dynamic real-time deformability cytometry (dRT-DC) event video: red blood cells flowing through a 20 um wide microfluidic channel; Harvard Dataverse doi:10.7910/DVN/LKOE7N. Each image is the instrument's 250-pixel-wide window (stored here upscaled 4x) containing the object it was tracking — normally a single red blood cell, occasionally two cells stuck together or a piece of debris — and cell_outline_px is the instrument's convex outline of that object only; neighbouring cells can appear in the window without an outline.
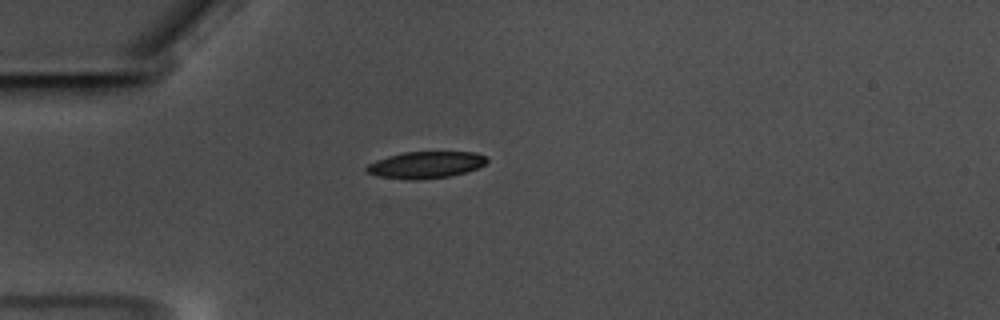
{"species": "common noctule bat (a hibernating species)", "species_latin": "Nyctalus noctula", "temperature_condition": "warm", "stored_images_in_passage": 43, "camera_frame_rate_fps": 3000, "um_per_image_px": 0.085, "animal": {"sex": "male", "body_mass_g": 17.5, "forearm_length_mm": 52.3}, "frame": {"image": 1, "passage_image": 1, "time_ms": 0.0, "image_size_px": [1000, 320], "cell_outline_px": [[488, 160], [484, 164], [476, 168], [464, 172], [448, 176], [416, 180], [408, 180], [380, 176], [368, 172], [364, 168], [368, 164], [376, 160], [388, 156], [404, 152], [476, 152], [484, 156]], "centroid_in_image_um": [36.16, 14.01], "position_along_channel_um": 48.8, "area_um2": 18.5}}
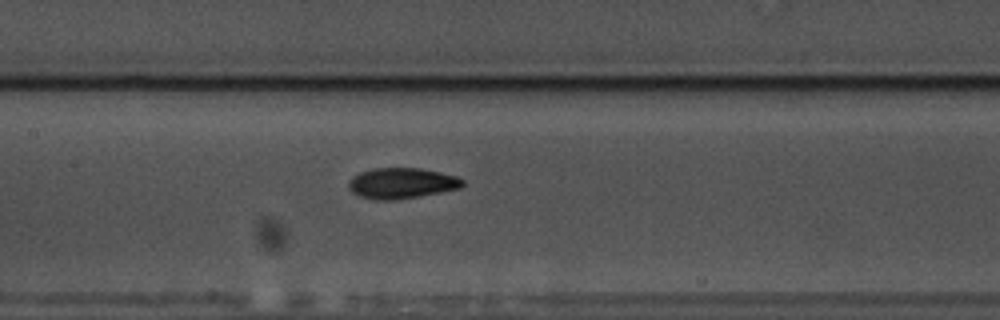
{"frame": {"image": 2, "passage_image": 13, "time_ms": 4.0, "image_size_px": [1000, 320], "cell_outline_px": [[464, 184], [460, 188], [440, 192], [396, 200], [376, 200], [360, 196], [352, 192], [348, 188], [348, 180], [352, 176], [360, 172], [372, 168], [420, 168], [440, 172], [456, 176], [464, 180]], "centroid_in_image_um": [34.11, 15.57], "position_along_channel_um": 173.3, "area_um2": 20.46}}
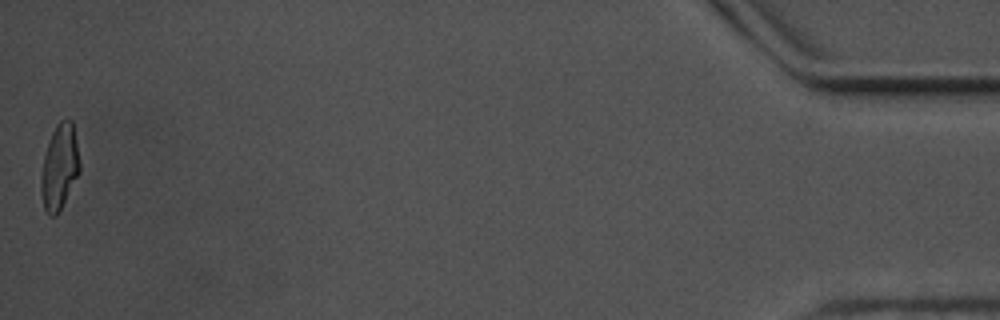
{"frame": {"image": 3, "passage_image": 43, "time_ms": 14.0, "image_size_px": [1000, 320], "cell_outline_px": [[80, 172], [56, 216], [48, 216], [44, 208], [40, 188], [40, 176], [44, 156], [52, 132], [56, 124], [60, 120], [72, 120], [80, 164]], "centroid_in_image_um": [5.04, 14.21], "position_along_channel_um": 430.2, "area_um2": 19.02}, "authors_computed_cell_mechanics": {"area_um2": 19.5942, "velocity_mm_per_s": 3.507, "shape_relaxation_time_tau1_ms": 4.9022, "shape_relaxation_time_tau2_ms": 3.7142, "deformation_change_tau1": 0.1573, "deformation_change_tau2": 0.0916}}